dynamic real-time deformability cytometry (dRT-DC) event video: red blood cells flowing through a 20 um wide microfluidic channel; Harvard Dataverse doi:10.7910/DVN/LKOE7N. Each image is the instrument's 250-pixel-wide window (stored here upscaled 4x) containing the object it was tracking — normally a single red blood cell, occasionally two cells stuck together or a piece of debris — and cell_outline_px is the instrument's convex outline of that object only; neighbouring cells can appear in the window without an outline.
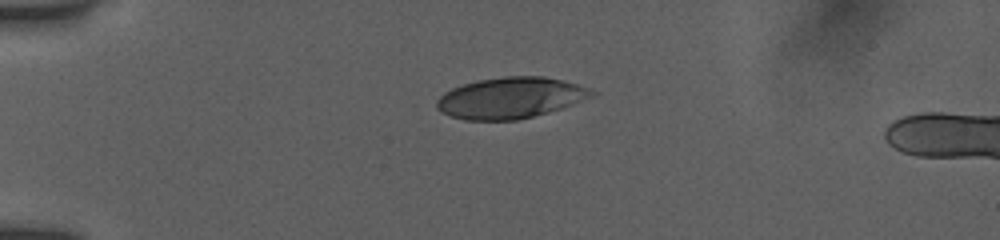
{"species": "human", "species_latin": "Homo sapiens", "temperature_condition": "room temperature", "stored_images_in_passage": 41, "camera_frame_rate_fps": 3000, "um_per_image_px": 0.085, "donor": {"sex": "female"}, "frame": {"image": 1, "passage_image": 1, "time_ms": 0.0, "image_size_px": [1000, 240], "cell_outline_px": [[596, 92], [592, 96], [572, 104], [548, 112], [516, 120], [464, 120], [440, 112], [436, 108], [436, 100], [444, 92], [452, 88], [476, 80], [504, 76], [544, 76], [576, 84], [588, 88]], "centroid_in_image_um": [43.33, 8.31], "position_along_channel_um": 41.7, "area_um2": 36.88}}
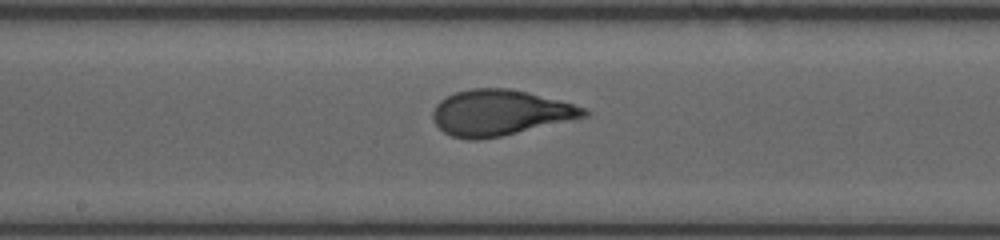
{"frame": {"image": 2, "passage_image": 17, "time_ms": 5.333, "image_size_px": [1000, 240], "cell_outline_px": [[592, 112], [588, 116], [500, 136], [480, 140], [472, 140], [452, 136], [444, 132], [432, 120], [432, 112], [436, 104], [440, 100], [456, 92], [472, 88], [508, 88], [528, 92], [572, 104], [584, 108]], "centroid_in_image_um": [42.47, 9.58], "position_along_channel_um": 205.7, "area_um2": 39.88}}
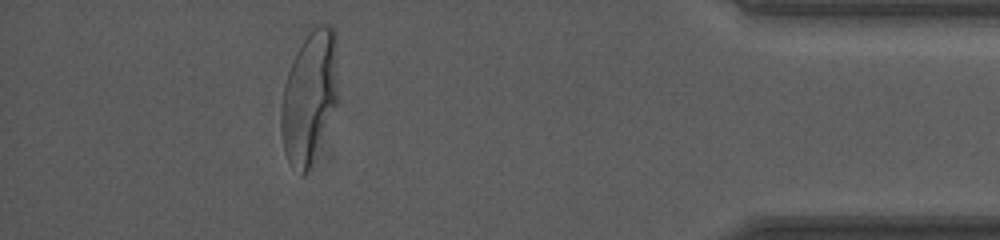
{"frame": {"image": 3, "passage_image": 36, "time_ms": 11.667, "image_size_px": [1000, 240], "cell_outline_px": [[336, 104], [308, 172], [304, 176], [300, 176], [288, 160], [284, 152], [280, 128], [280, 108], [284, 84], [292, 60], [296, 52], [304, 40], [320, 24], [332, 24], [336, 32]], "centroid_in_image_um": [26.26, 8.28], "position_along_channel_um": 408.9, "area_um2": 43.35}, "authors_computed_cell_mechanics": {"area_um2": 39.8242, "velocity_mm_per_s": 3.8755, "shape_relaxation_time_tau1_ms": 4.8606, "shape_relaxation_time_tau2_ms": null, "deformation_change_tau1": 0.2041, "deformation_change_tau2": null}}